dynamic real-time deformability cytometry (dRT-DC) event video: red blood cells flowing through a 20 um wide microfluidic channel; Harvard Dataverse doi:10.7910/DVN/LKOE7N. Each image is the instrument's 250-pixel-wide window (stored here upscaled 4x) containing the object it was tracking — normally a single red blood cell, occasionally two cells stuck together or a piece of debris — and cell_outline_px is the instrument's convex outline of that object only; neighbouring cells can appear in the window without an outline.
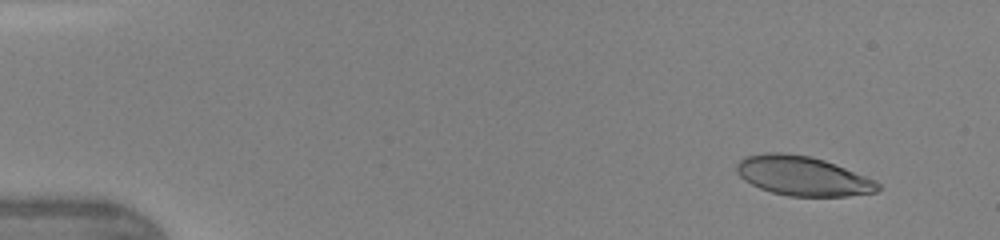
{"species": "human", "species_latin": "Homo sapiens", "temperature_condition": "warm", "stored_images_in_passage": 45, "camera_frame_rate_fps": 3000, "um_per_image_px": 0.085, "donor": {"sex": "female"}, "frame": {"image": 1, "passage_image": 3, "time_ms": 0.667, "image_size_px": [1000, 240], "cell_outline_px": [[880, 188], [876, 192], [844, 196], [788, 196], [772, 192], [760, 188], [744, 180], [736, 172], [736, 164], [744, 156], [764, 152], [784, 152], [808, 156], [824, 160], [876, 180], [880, 184]], "centroid_in_image_um": [68.2, 14.94], "position_along_channel_um": 16.8, "area_um2": 32.43}}
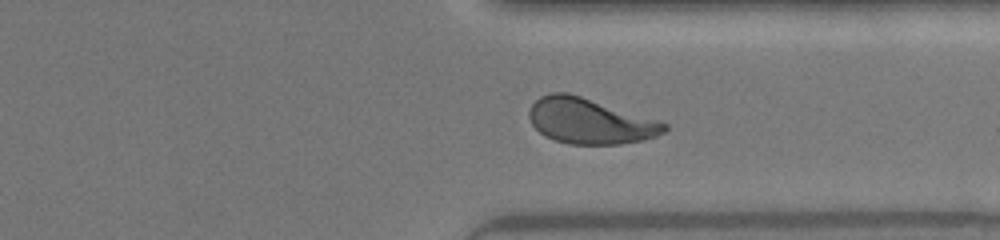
{"frame": {"image": 2, "passage_image": 35, "time_ms": 11.333, "image_size_px": [1000, 240], "cell_outline_px": [[668, 128], [664, 132], [656, 136], [644, 140], [620, 144], [568, 144], [544, 136], [532, 124], [528, 116], [528, 112], [532, 104], [540, 96], [552, 92], [568, 92], [656, 120], [668, 124]], "centroid_in_image_um": [50.1, 10.3], "position_along_channel_um": 361.3, "area_um2": 35.55}}
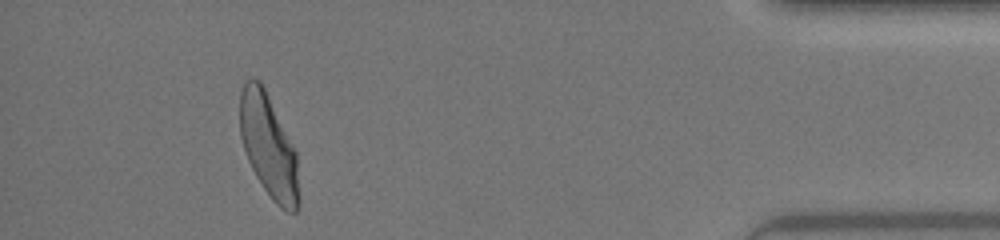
{"frame": {"image": 3, "passage_image": 42, "time_ms": 13.667, "image_size_px": [1000, 240], "cell_outline_px": [[300, 204], [296, 212], [288, 212], [280, 208], [272, 200], [256, 176], [248, 160], [240, 136], [240, 92], [244, 80], [260, 80], [296, 152], [300, 196]], "centroid_in_image_um": [22.84, 12.48], "position_along_channel_um": 412.4, "area_um2": 35.26}, "authors_computed_cell_mechanics": {"area_um2": 34.969, "velocity_mm_per_s": 4.3466, "shape_relaxation_time_tau1_ms": 3.1191, "shape_relaxation_time_tau2_ms": 0.7099, "deformation_change_tau1": 0.1803, "deformation_change_tau2": 0.0833}}